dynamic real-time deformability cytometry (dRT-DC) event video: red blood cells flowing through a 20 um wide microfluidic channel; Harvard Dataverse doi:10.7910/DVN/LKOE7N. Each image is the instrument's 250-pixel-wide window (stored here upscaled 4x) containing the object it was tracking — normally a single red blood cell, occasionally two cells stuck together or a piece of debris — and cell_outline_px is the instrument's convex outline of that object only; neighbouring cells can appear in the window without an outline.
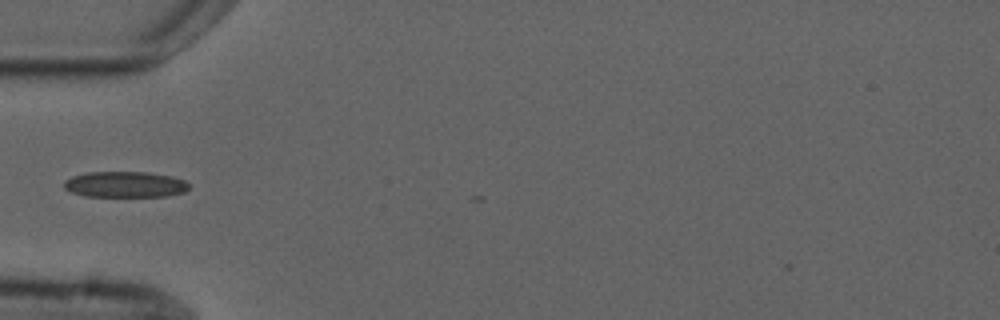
{"species": "common noctule bat (a hibernating species)", "species_latin": "Nyctalus noctula", "temperature_condition": "cold", "stored_images_in_passage": 5, "camera_frame_rate_fps": 3000, "um_per_image_px": 0.085, "animal": {"sex": "male", "forearm_length_mm": 52.5}, "frame": {"image": 1, "passage_image": 5, "time_ms": 4.667, "image_size_px": [1000, 320], "cell_outline_px": [[188, 188], [184, 192], [164, 196], [84, 196], [72, 192], [64, 188], [64, 180], [72, 176], [88, 172], [148, 172], [172, 176], [184, 180], [188, 184]], "centroid_in_image_um": [10.61, 15.67], "position_along_channel_um": 74.4, "area_um2": 18.79}}